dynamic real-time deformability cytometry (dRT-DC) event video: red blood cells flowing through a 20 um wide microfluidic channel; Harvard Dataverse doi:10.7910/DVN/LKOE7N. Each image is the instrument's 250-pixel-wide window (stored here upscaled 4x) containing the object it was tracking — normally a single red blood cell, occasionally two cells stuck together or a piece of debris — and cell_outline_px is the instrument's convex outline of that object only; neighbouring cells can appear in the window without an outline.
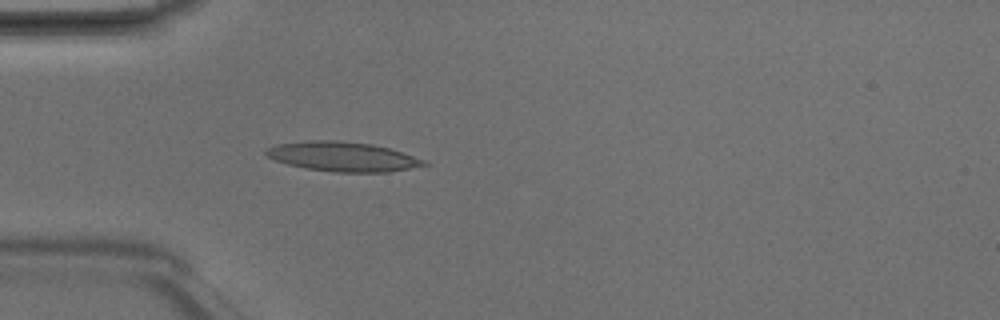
{"species": "Egyptian fruit bat (a non-hibernating species)", "species_latin": "Rousettus aegyptiacus", "temperature_condition": "room temperature", "stored_images_in_passage": 47, "camera_frame_rate_fps": 3000, "um_per_image_px": 0.085, "animal": {"sex": "male"}, "frame": {"image": 1, "passage_image": 13, "time_ms": 4.0, "image_size_px": [1000, 320], "cell_outline_px": [[428, 164], [388, 172], [332, 172], [304, 168], [288, 164], [276, 160], [268, 156], [264, 152], [268, 148], [276, 144], [312, 140], [336, 140], [372, 144], [388, 148], [428, 160]], "centroid_in_image_um": [29.13, 13.31], "position_along_channel_um": 55.9, "area_um2": 27.05}}
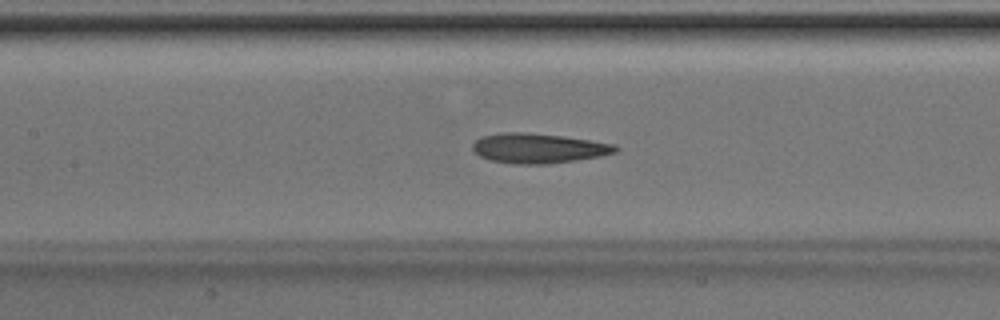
{"frame": {"image": 2, "passage_image": 21, "time_ms": 6.667, "image_size_px": [1000, 320], "cell_outline_px": [[620, 148], [616, 152], [600, 156], [576, 160], [548, 164], [512, 164], [492, 160], [480, 156], [472, 152], [472, 144], [476, 140], [484, 136], [504, 132], [520, 132], [564, 136], [616, 144]], "centroid_in_image_um": [45.77, 12.6], "position_along_channel_um": 161.6, "area_um2": 24.85}}
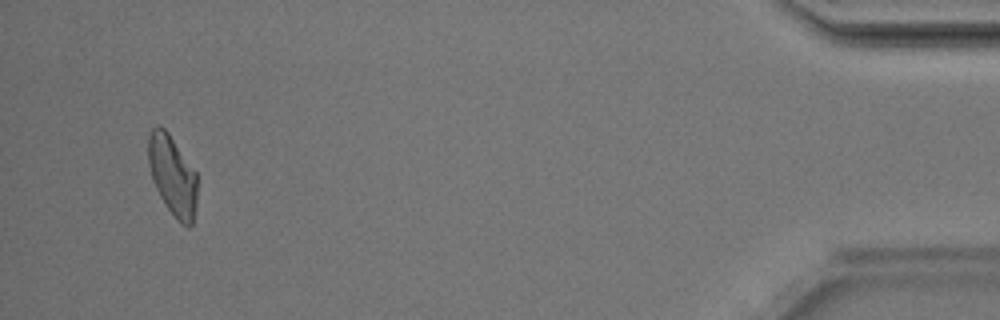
{"frame": {"image": 3, "passage_image": 45, "time_ms": 14.667, "image_size_px": [1000, 320], "cell_outline_px": [[196, 208], [192, 224], [188, 228], [180, 224], [176, 220], [160, 196], [152, 180], [148, 164], [148, 136], [152, 128], [156, 124], [160, 124], [168, 132], [196, 172]], "centroid_in_image_um": [14.65, 14.92], "position_along_channel_um": 420.6, "area_um2": 22.95}, "authors_computed_cell_mechanics": {"area_um2": 24.3338, "velocity_mm_per_s": 4.1849, "shape_relaxation_time_tau1_ms": 3.0095, "shape_relaxation_time_tau2_ms": 2.4229, "deformation_change_tau1": 0.1605, "deformation_change_tau2": 0.1353}}